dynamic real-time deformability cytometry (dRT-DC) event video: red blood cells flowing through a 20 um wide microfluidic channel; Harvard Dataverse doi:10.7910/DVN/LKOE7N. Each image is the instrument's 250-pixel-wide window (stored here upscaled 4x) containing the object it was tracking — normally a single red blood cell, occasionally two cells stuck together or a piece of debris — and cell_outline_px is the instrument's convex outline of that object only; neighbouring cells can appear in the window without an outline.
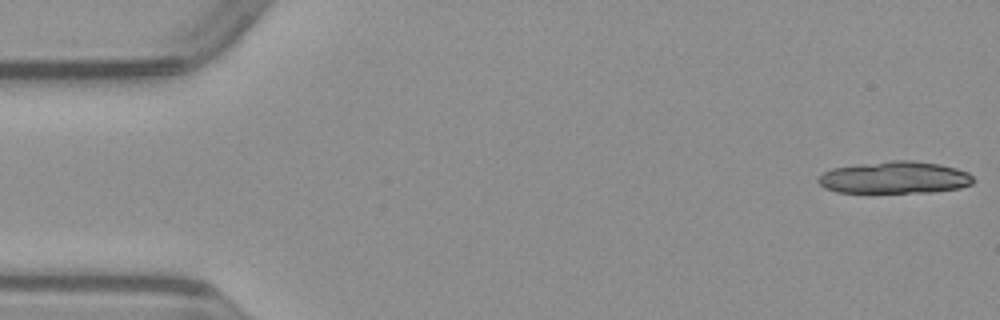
{"species": "common noctule bat (a hibernating species)", "species_latin": "Nyctalus noctula", "temperature_condition": "warm", "stored_images_in_passage": 8, "camera_frame_rate_fps": 3000, "um_per_image_px": 0.085, "animal": {"sex": "male", "body_mass_g": 23.1, "forearm_length_mm": 52.7}, "frame": {"image": 1, "passage_image": 1, "time_ms": 0.0, "image_size_px": [1000, 320], "cell_outline_px": [[976, 180], [972, 184], [960, 188], [932, 192], [868, 196], [836, 192], [824, 188], [816, 180], [824, 172], [832, 168], [892, 160], [912, 160], [940, 164], [956, 168], [968, 172]], "centroid_in_image_um": [76.02, 15.15], "position_along_channel_um": 9.0, "area_um2": 30.4}}